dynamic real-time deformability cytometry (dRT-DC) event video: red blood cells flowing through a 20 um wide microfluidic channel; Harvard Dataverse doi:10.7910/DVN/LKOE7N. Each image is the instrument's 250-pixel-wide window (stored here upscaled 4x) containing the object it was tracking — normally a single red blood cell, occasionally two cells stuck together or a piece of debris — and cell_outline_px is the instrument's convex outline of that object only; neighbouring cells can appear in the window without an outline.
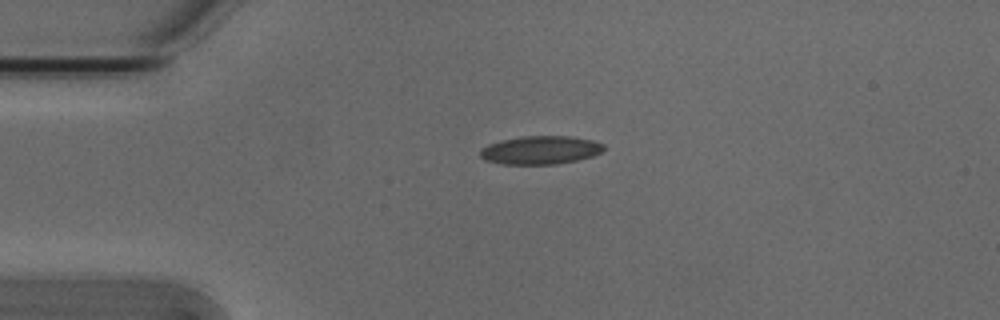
{"species": "Egyptian fruit bat (a non-hibernating species)", "species_latin": "Rousettus aegyptiacus", "temperature_condition": "cold", "stored_images_in_passage": 42, "camera_frame_rate_fps": 3000, "um_per_image_px": 0.085, "animal": {"sex": "male"}, "frame": {"image": 1, "passage_image": 1, "time_ms": 0.0, "image_size_px": [1000, 320], "cell_outline_px": [[604, 148], [600, 152], [592, 156], [576, 160], [556, 164], [500, 164], [484, 160], [480, 156], [480, 148], [488, 144], [504, 140], [524, 136], [568, 136], [592, 140], [604, 144]], "centroid_in_image_um": [45.9, 12.76], "position_along_channel_um": 39.1, "area_um2": 20.29}}
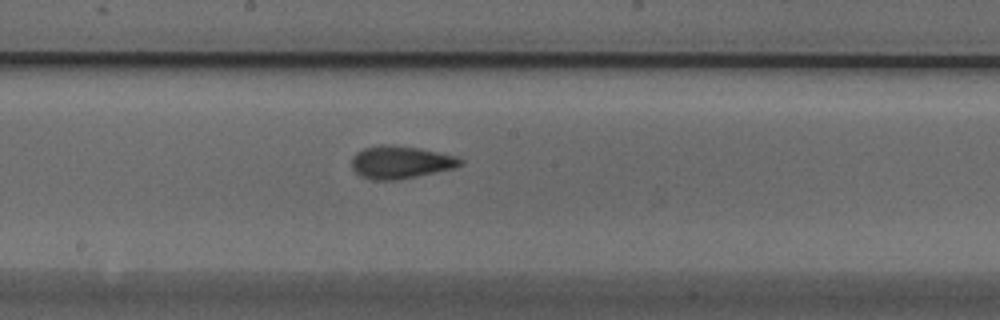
{"frame": {"image": 2, "passage_image": 17, "time_ms": 5.333, "image_size_px": [1000, 320], "cell_outline_px": [[464, 164], [456, 168], [396, 180], [372, 180], [360, 176], [352, 168], [352, 156], [356, 152], [364, 148], [380, 144], [384, 144], [420, 148], [456, 156], [464, 160]], "centroid_in_image_um": [34.06, 13.79], "position_along_channel_um": 214.1, "area_um2": 20.81}}
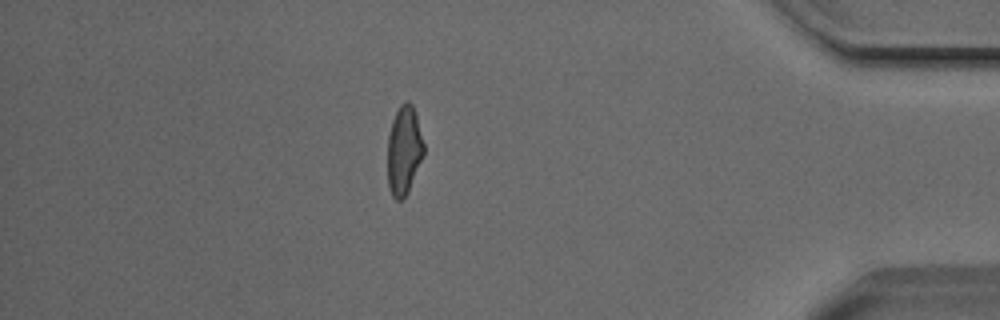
{"frame": {"image": 3, "passage_image": 35, "time_ms": 11.333, "image_size_px": [1000, 320], "cell_outline_px": [[424, 152], [408, 192], [400, 200], [396, 200], [392, 196], [388, 188], [388, 136], [392, 120], [400, 104], [408, 100], [412, 104], [416, 116], [424, 144]], "centroid_in_image_um": [34.32, 12.78], "position_along_channel_um": 400.9, "area_um2": 18.55}, "authors_computed_cell_mechanics": {"area_um2": 19.4786, "velocity_mm_per_s": 3.8261, "shape_relaxation_time_tau1_ms": 5.8957, "shape_relaxation_time_tau2_ms": 1.045, "deformation_change_tau1": 0.1473, "deformation_change_tau2": 0.0703}}